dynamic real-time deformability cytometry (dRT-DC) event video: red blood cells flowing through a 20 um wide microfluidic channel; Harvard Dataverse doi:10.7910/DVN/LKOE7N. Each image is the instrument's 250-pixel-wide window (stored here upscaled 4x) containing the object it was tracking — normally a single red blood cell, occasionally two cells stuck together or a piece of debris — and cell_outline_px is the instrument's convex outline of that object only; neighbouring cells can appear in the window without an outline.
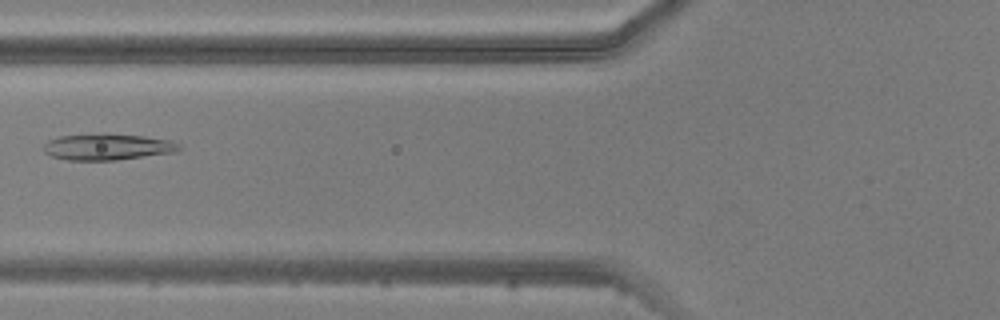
{"species": "common noctule bat (a hibernating species)", "species_latin": "Nyctalus noctula", "temperature_condition": "warm", "stored_images_in_passage": 6, "camera_frame_rate_fps": 3000, "um_per_image_px": 0.085, "animal": {"sex": "male", "body_mass_g": 20.5, "forearm_length_mm": 52.5}, "frame": {"image": 1, "passage_image": 6, "time_ms": 6.333, "image_size_px": [1000, 320], "cell_outline_px": [[180, 148], [176, 152], [116, 160], [68, 160], [52, 156], [44, 152], [40, 148], [48, 140], [60, 136], [144, 136], [172, 140], [180, 144]], "centroid_in_image_um": [9.14, 12.52], "position_along_channel_um": 116.7, "area_um2": 20.0}}